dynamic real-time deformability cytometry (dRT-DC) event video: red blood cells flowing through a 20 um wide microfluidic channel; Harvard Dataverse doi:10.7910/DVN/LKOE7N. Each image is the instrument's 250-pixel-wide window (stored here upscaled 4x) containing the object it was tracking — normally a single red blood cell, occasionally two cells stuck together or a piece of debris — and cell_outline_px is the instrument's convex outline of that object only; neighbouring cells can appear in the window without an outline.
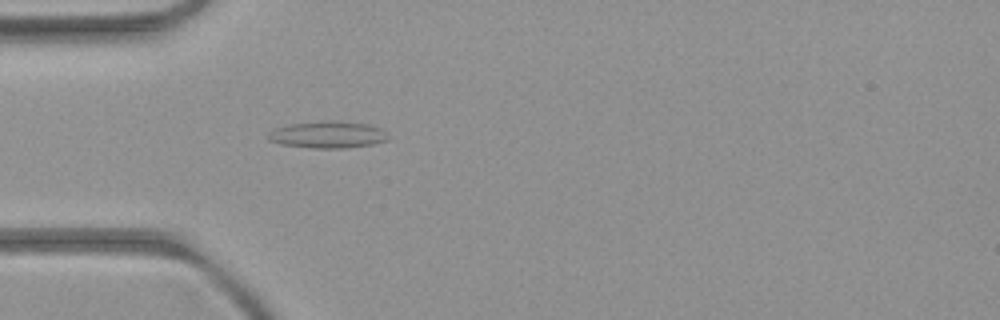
{"species": "common noctule bat (a hibernating species)", "species_latin": "Nyctalus noctula", "temperature_condition": "room temperature", "stored_images_in_passage": 3, "camera_frame_rate_fps": 3000, "um_per_image_px": 0.085, "animal": {"sex": "female", "body_mass_g": 21.9}, "frame": {"image": 1, "passage_image": 3, "time_ms": 3.0, "image_size_px": [1000, 320], "cell_outline_px": [[388, 140], [372, 144], [344, 148], [312, 148], [280, 144], [268, 140], [268, 132], [276, 128], [288, 124], [328, 120], [332, 120], [364, 124], [380, 128]], "centroid_in_image_um": [27.78, 11.45], "position_along_channel_um": 57.2, "area_um2": 18.55}}